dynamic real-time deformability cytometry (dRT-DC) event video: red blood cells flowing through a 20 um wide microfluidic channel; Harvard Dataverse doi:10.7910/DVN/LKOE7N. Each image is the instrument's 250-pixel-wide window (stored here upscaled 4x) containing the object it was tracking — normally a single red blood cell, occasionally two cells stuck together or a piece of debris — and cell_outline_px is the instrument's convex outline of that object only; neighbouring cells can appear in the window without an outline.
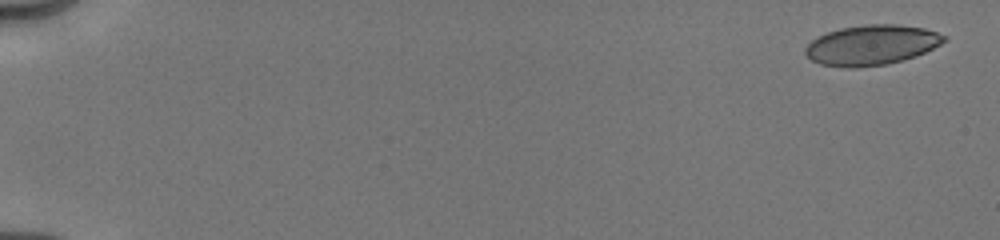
{"species": "human", "species_latin": "Homo sapiens", "temperature_condition": "cold", "stored_images_in_passage": 33, "camera_frame_rate_fps": 3000, "um_per_image_px": 0.085, "donor": {"sex": "male"}, "frame": {"image": 1, "passage_image": 1, "time_ms": 0.0, "image_size_px": [1000, 240], "cell_outline_px": [[948, 40], [916, 56], [888, 64], [856, 68], [848, 68], [820, 64], [812, 60], [804, 52], [804, 48], [812, 40], [828, 32], [840, 28], [868, 24], [896, 24], [924, 28], [948, 36]], "centroid_in_image_um": [74.1, 3.83], "position_along_channel_um": 10.9, "area_um2": 32.37}}
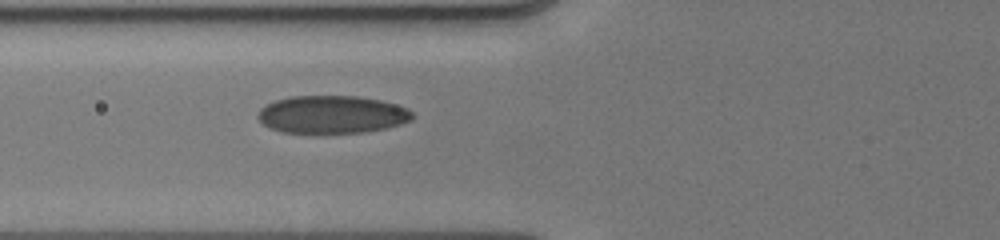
{"frame": {"image": 2, "passage_image": 19, "time_ms": 6.667, "image_size_px": [1000, 240], "cell_outline_px": [[416, 116], [412, 120], [400, 124], [384, 128], [360, 132], [284, 132], [272, 128], [264, 124], [256, 116], [260, 108], [276, 100], [288, 96], [356, 96], [380, 100], [396, 104], [408, 108]], "centroid_in_image_um": [28.24, 9.71], "position_along_channel_um": 97.6, "area_um2": 33.7}}
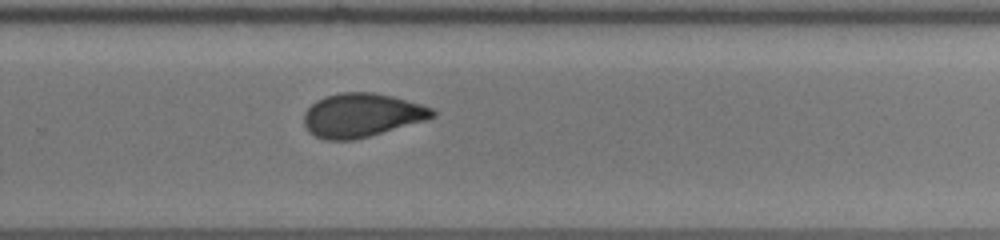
{"frame": {"image": 3, "passage_image": 33, "time_ms": 11.667, "image_size_px": [1000, 240], "cell_outline_px": [[436, 116], [424, 120], [368, 136], [352, 140], [324, 140], [308, 132], [304, 124], [304, 112], [316, 100], [324, 96], [340, 92], [372, 92], [392, 96], [420, 104], [432, 108], [436, 112]], "centroid_in_image_um": [30.7, 9.78], "position_along_channel_um": 299.1, "area_um2": 32.54}}